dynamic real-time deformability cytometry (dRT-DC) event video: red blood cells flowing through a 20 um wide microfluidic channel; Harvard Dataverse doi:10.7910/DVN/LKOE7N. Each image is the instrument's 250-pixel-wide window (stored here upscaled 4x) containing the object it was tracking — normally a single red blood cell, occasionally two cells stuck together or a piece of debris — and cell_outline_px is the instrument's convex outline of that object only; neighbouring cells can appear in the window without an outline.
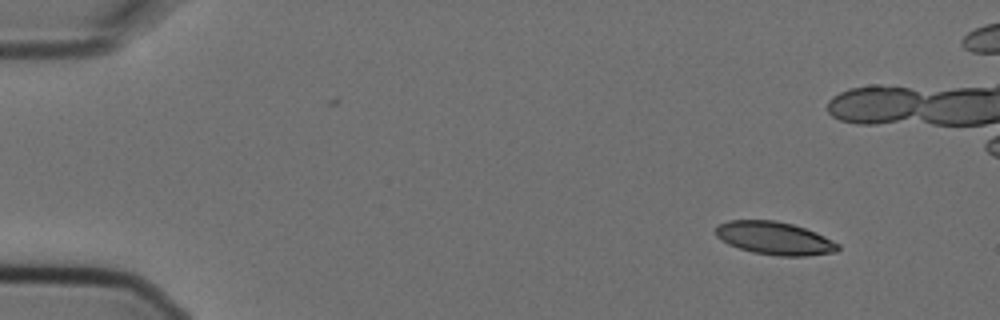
{"species": "Egyptian fruit bat (a non-hibernating species)", "species_latin": "Rousettus aegyptiacus", "temperature_condition": "cold", "stored_images_in_passage": 5, "camera_frame_rate_fps": 3000, "um_per_image_px": 0.085, "animal": {"sex": "female"}, "frame": {"image": 1, "passage_image": 1, "time_ms": 0.0, "image_size_px": [1000, 320], "cell_outline_px": [[840, 248], [836, 252], [804, 256], [780, 256], [752, 252], [728, 244], [716, 236], [716, 228], [720, 224], [728, 220], [776, 220], [792, 224], [816, 232], [840, 244]], "centroid_in_image_um": [65.85, 20.25], "position_along_channel_um": 19.1, "area_um2": 23.41}}